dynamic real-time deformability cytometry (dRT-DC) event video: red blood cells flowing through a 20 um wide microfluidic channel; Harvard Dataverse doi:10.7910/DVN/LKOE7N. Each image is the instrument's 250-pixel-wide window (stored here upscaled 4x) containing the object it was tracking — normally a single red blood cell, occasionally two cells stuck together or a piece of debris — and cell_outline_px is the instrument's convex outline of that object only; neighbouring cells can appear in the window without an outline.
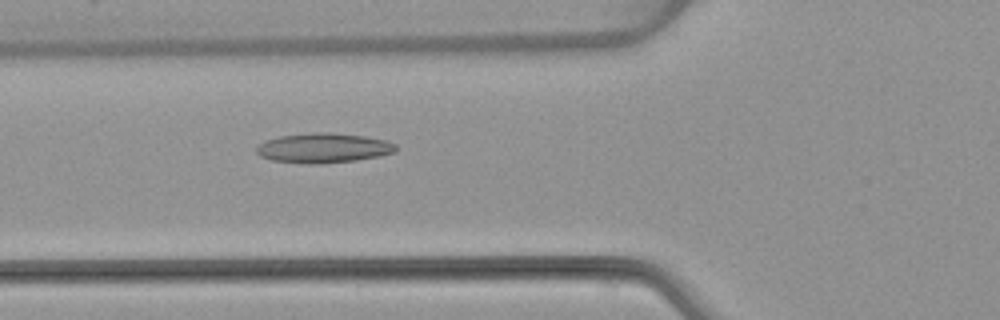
{"species": "common noctule bat (a hibernating species)", "species_latin": "Nyctalus noctula", "temperature_condition": "warm", "stored_images_in_passage": 49, "camera_frame_rate_fps": 3000, "um_per_image_px": 0.085, "animal": {"sex": "female", "body_mass_g": 22.7, "forearm_length_mm": 54.2}, "frame": {"image": 1, "passage_image": 20, "time_ms": 6.333, "image_size_px": [1000, 320], "cell_outline_px": [[396, 152], [380, 156], [356, 160], [320, 164], [304, 164], [272, 160], [260, 156], [256, 152], [256, 148], [264, 140], [280, 136], [308, 132], [328, 132], [364, 136], [384, 140], [396, 144]], "centroid_in_image_um": [27.47, 12.58], "position_along_channel_um": 98.3, "area_um2": 24.33}}
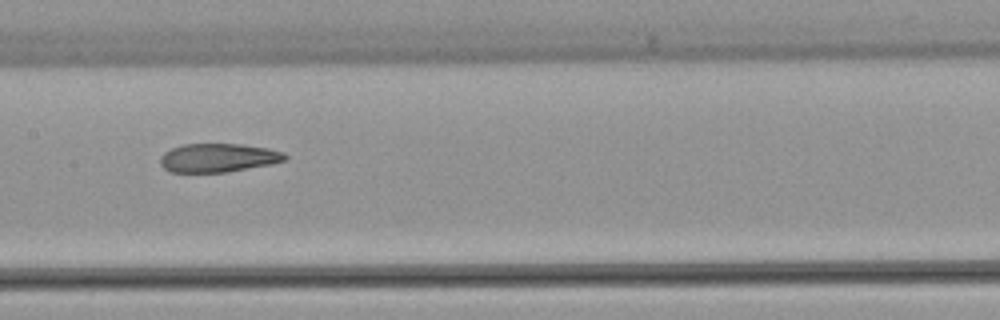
{"frame": {"image": 2, "passage_image": 27, "time_ms": 8.667, "image_size_px": [1000, 320], "cell_outline_px": [[288, 156], [284, 160], [268, 164], [224, 172], [168, 172], [160, 164], [160, 156], [164, 152], [172, 148], [184, 144], [240, 144], [268, 148], [284, 152]], "centroid_in_image_um": [18.5, 13.4], "position_along_channel_um": 188.9, "area_um2": 20.63}}
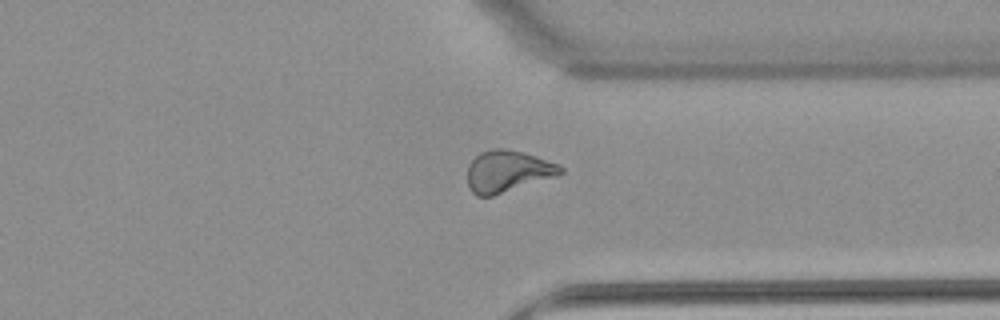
{"frame": {"image": 3, "passage_image": 41, "time_ms": 13.333, "image_size_px": [1000, 320], "cell_outline_px": [[564, 172], [556, 176], [492, 196], [476, 196], [468, 188], [468, 164], [480, 152], [492, 148], [504, 148], [524, 152], [560, 164], [564, 168]], "centroid_in_image_um": [43.15, 14.55], "position_along_channel_um": 368.3, "area_um2": 22.72}}